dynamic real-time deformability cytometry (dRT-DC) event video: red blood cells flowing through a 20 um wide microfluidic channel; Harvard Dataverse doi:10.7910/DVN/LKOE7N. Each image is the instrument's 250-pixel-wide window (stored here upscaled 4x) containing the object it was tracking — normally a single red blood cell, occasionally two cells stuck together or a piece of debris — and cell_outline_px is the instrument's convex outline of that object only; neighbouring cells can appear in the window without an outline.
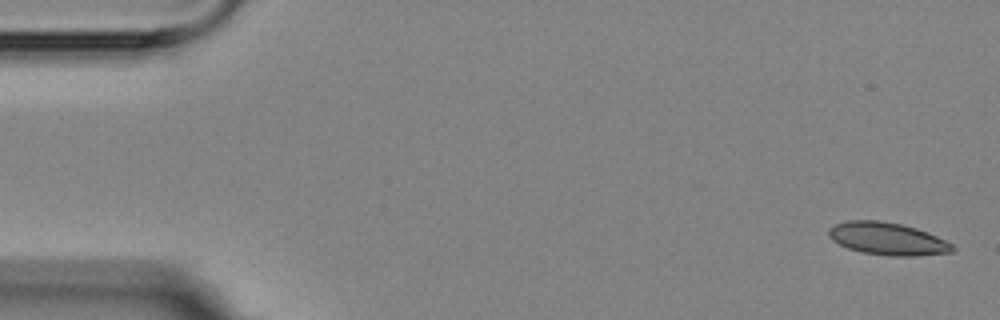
{"species": "Egyptian fruit bat (a non-hibernating species)", "species_latin": "Rousettus aegyptiacus", "temperature_condition": "room temperature", "stored_images_in_passage": 4, "camera_frame_rate_fps": 3000, "um_per_image_px": 0.085, "animal": {"sex": "female"}, "frame": {"image": 1, "passage_image": 1, "time_ms": 0.0, "image_size_px": [1000, 320], "cell_outline_px": [[956, 248], [952, 252], [916, 256], [888, 256], [860, 252], [848, 248], [832, 240], [828, 236], [828, 228], [836, 224], [848, 220], [880, 220], [900, 224], [916, 228], [928, 232], [952, 244]], "centroid_in_image_um": [75.42, 20.3], "position_along_channel_um": 9.6, "area_um2": 23.52}}
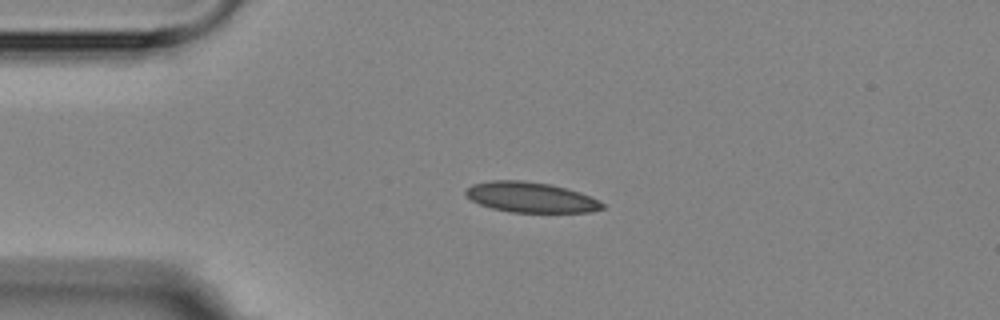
{"frame": {"image": 2, "passage_image": 4, "time_ms": 3.667, "image_size_px": [1000, 320], "cell_outline_px": [[604, 208], [592, 212], [512, 212], [492, 208], [480, 204], [472, 200], [464, 192], [472, 184], [492, 180], [520, 180], [552, 184], [580, 192], [604, 204]], "centroid_in_image_um": [45.11, 16.76], "position_along_channel_um": 39.9, "area_um2": 23.93}}